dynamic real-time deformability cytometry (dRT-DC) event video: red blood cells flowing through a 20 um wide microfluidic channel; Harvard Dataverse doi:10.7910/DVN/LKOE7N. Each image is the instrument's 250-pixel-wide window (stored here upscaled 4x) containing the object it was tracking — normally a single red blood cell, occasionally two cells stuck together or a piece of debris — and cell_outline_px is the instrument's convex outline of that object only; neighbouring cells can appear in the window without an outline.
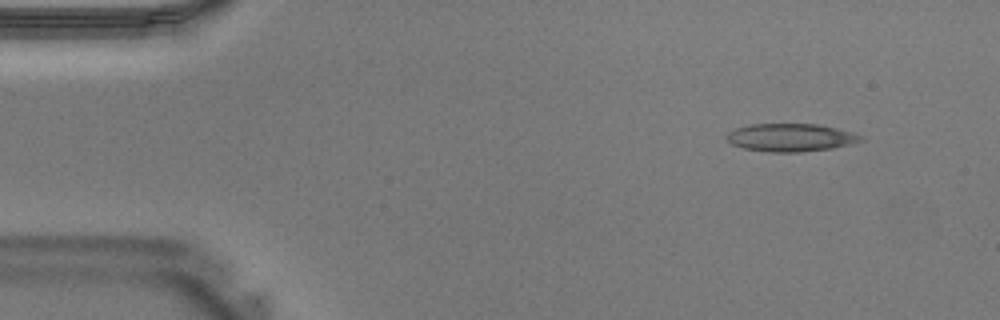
{"species": "Egyptian fruit bat (a non-hibernating species)", "species_latin": "Rousettus aegyptiacus", "temperature_condition": "warm", "stored_images_in_passage": 37, "camera_frame_rate_fps": 3000, "um_per_image_px": 0.085, "animal": {"sex": "male"}, "frame": {"image": 1, "passage_image": 1, "time_ms": 0.0, "image_size_px": [1000, 320], "cell_outline_px": [[864, 140], [832, 148], [800, 152], [768, 152], [744, 148], [732, 144], [724, 136], [728, 132], [736, 128], [752, 124], [820, 124], [852, 132], [864, 136]], "centroid_in_image_um": [67.2, 11.68], "position_along_channel_um": 17.8, "area_um2": 21.79}}
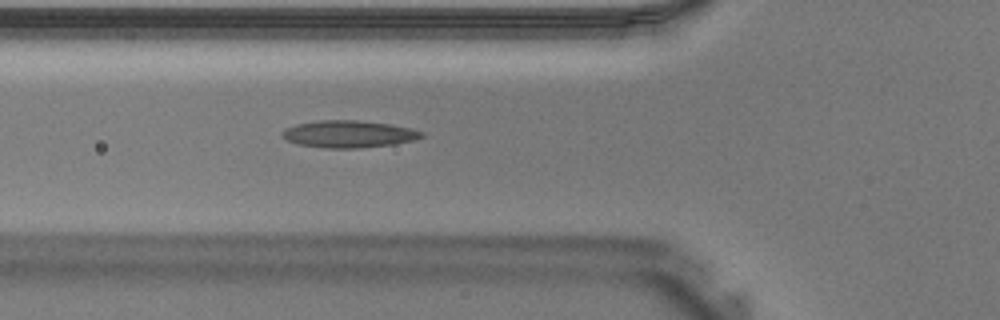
{"frame": {"image": 2, "passage_image": 11, "time_ms": 3.333, "image_size_px": [1000, 320], "cell_outline_px": [[424, 136], [412, 140], [392, 144], [360, 148], [324, 148], [296, 144], [280, 136], [280, 132], [284, 128], [296, 124], [320, 120], [360, 120], [392, 124], [412, 128], [424, 132]], "centroid_in_image_um": [29.61, 11.38], "position_along_channel_um": 96.2, "area_um2": 22.25}}
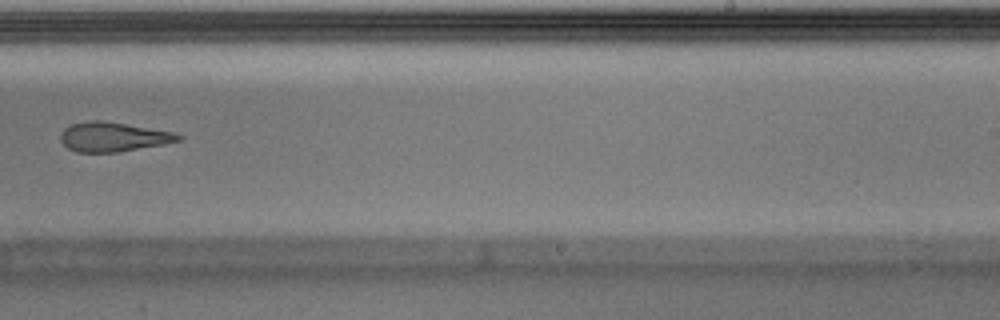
{"frame": {"image": 3, "passage_image": 22, "time_ms": 7.0, "image_size_px": [1000, 320], "cell_outline_px": [[184, 140], [164, 144], [120, 152], [76, 152], [68, 148], [60, 140], [60, 136], [64, 128], [72, 124], [92, 120], [100, 120], [172, 132], [184, 136]], "centroid_in_image_um": [9.63, 11.65], "position_along_channel_um": 279.4, "area_um2": 20.06}}